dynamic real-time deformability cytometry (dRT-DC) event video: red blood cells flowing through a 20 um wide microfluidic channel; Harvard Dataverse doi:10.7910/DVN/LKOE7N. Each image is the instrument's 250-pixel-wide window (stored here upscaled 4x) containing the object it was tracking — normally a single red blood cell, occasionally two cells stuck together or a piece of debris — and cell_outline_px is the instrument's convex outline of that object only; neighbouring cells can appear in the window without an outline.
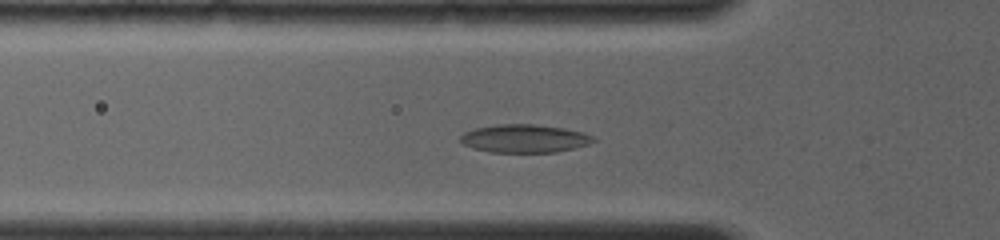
{"species": "common noctule bat (a hibernating species)", "species_latin": "Nyctalus noctula", "temperature_condition": "room temperature", "stored_images_in_passage": 38, "camera_frame_rate_fps": 4000, "um_per_image_px": 0.085, "animal": {"sex": "female", "body_mass_g": 19.0, "forearm_length_mm": 56.7}, "frame": {"image": 1, "passage_image": 11, "time_ms": 3.25, "image_size_px": [1000, 240], "cell_outline_px": [[596, 140], [588, 144], [556, 152], [488, 152], [472, 148], [464, 144], [460, 140], [460, 136], [464, 132], [476, 128], [496, 124], [536, 124], [564, 128], [584, 132], [592, 136]], "centroid_in_image_um": [44.56, 11.77], "position_along_channel_um": 81.2, "area_um2": 21.79}}
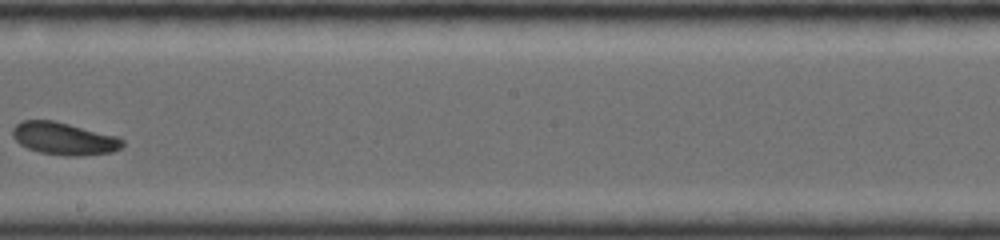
{"frame": {"image": 2, "passage_image": 23, "time_ms": 7.25, "image_size_px": [1000, 240], "cell_outline_px": [[124, 144], [120, 148], [112, 152], [80, 156], [68, 156], [40, 152], [28, 148], [20, 144], [12, 136], [12, 128], [20, 120], [56, 120], [116, 136], [124, 140]], "centroid_in_image_um": [5.42, 11.77], "position_along_channel_um": 242.8, "area_um2": 20.87}}
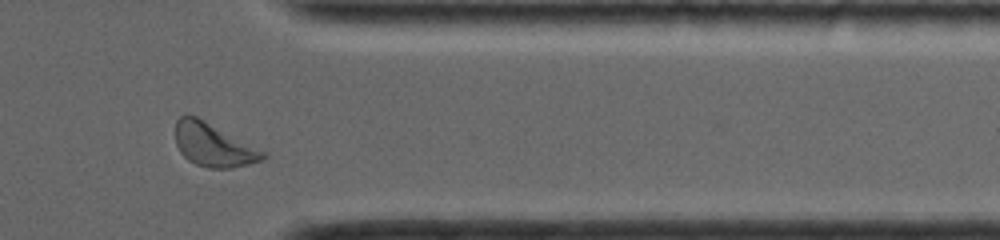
{"frame": {"image": 3, "passage_image": 34, "time_ms": 11.0, "image_size_px": [1000, 240], "cell_outline_px": [[268, 156], [264, 160], [232, 168], [208, 168], [196, 164], [188, 160], [180, 152], [176, 144], [176, 120], [180, 116], [196, 116], [268, 152]], "centroid_in_image_um": [18.18, 12.34], "position_along_channel_um": 393.2, "area_um2": 22.14}, "authors_computed_cell_mechanics": {"area_um2": 21.7328, "velocity_mm_per_s": 4.0412, "shape_relaxation_time_tau1_ms": 2.9759, "shape_relaxation_time_tau2_ms": null, "deformation_change_tau1": 0.1033, "deformation_change_tau2": null}}